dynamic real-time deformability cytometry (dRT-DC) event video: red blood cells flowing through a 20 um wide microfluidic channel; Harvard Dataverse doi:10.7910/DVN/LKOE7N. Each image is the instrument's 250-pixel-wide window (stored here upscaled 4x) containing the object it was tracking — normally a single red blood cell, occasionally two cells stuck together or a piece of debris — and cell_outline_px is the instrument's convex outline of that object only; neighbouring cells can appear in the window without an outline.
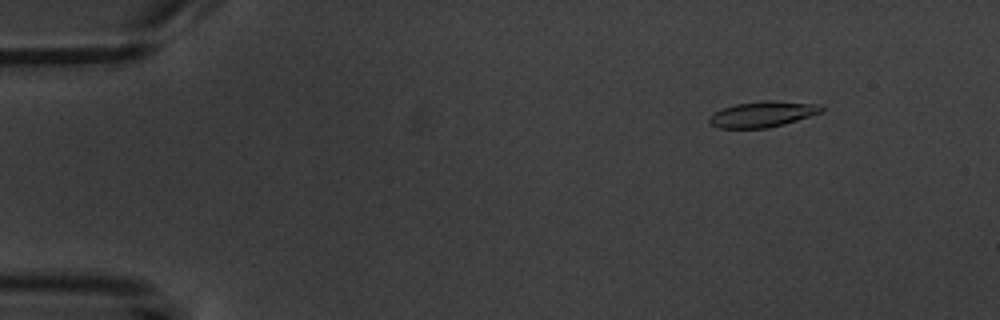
{"species": "common noctule bat (a hibernating species)", "species_latin": "Nyctalus noctula", "temperature_condition": "warm", "stored_images_in_passage": 5, "camera_frame_rate_fps": 3000, "um_per_image_px": 0.085, "animal": {"sex": "male", "body_mass_g": 20.1, "forearm_length_mm": 53.5}, "frame": {"image": 1, "passage_image": 2, "time_ms": 1.0, "image_size_px": [1000, 320], "cell_outline_px": [[824, 112], [784, 124], [768, 128], [720, 128], [712, 124], [708, 120], [708, 116], [724, 108], [736, 104], [764, 100], [768, 100], [816, 104], [824, 108]], "centroid_in_image_um": [64.84, 9.71], "position_along_channel_um": 20.2, "area_um2": 16.7}}
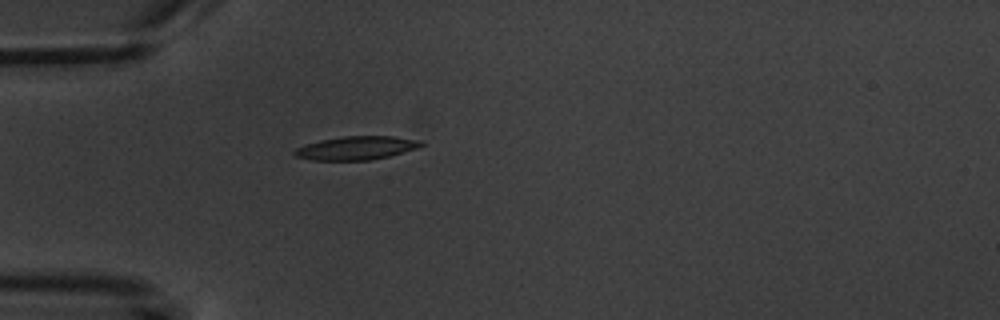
{"frame": {"image": 2, "passage_image": 5, "time_ms": 4.333, "image_size_px": [1000, 320], "cell_outline_px": [[424, 144], [416, 148], [388, 156], [368, 160], [312, 160], [296, 156], [292, 152], [296, 148], [304, 144], [320, 140], [344, 136], [392, 136], [420, 140]], "centroid_in_image_um": [30.24, 12.57], "position_along_channel_um": 54.8, "area_um2": 17.17}}